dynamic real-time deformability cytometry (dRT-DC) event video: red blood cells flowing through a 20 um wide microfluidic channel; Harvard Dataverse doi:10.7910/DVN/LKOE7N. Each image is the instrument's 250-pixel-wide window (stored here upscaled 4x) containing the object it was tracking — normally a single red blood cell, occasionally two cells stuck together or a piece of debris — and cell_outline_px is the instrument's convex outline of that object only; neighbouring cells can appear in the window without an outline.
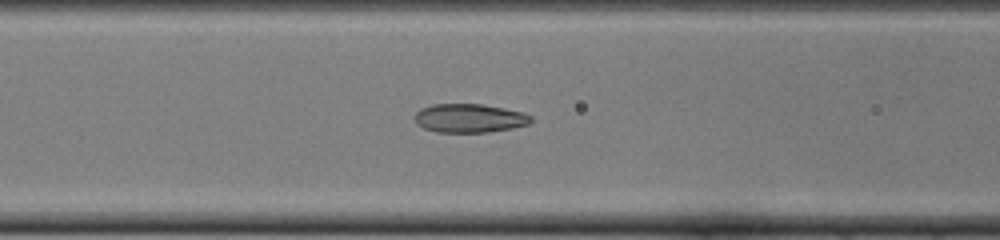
{"species": "common noctule bat (a hibernating species)", "species_latin": "Nyctalus noctula", "temperature_condition": "cold", "stored_images_in_passage": 50, "camera_frame_rate_fps": 3000, "um_per_image_px": 0.085, "animal": {"sex": "female", "body_mass_g": 22.0, "forearm_length_mm": 56.7}, "frame": {"image": 1, "passage_image": 20, "time_ms": 6.333, "image_size_px": [1000, 240], "cell_outline_px": [[532, 120], [528, 124], [512, 128], [488, 132], [436, 132], [424, 128], [416, 124], [412, 116], [420, 108], [432, 104], [480, 104], [504, 108], [524, 112], [532, 116]], "centroid_in_image_um": [39.86, 10.04], "position_along_channel_um": 126.7, "area_um2": 19.65}}
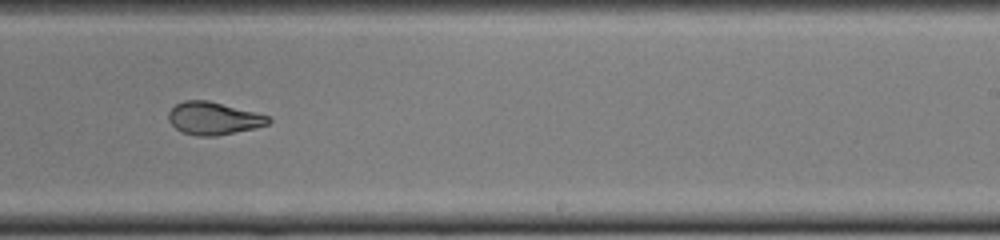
{"frame": {"image": 2, "passage_image": 31, "time_ms": 10.0, "image_size_px": [1000, 240], "cell_outline_px": [[272, 120], [268, 124], [256, 128], [216, 136], [196, 136], [184, 132], [176, 128], [168, 120], [168, 112], [176, 104], [184, 100], [208, 100], [268, 116]], "centroid_in_image_um": [18.13, 10.06], "position_along_channel_um": 270.9, "area_um2": 18.84}}
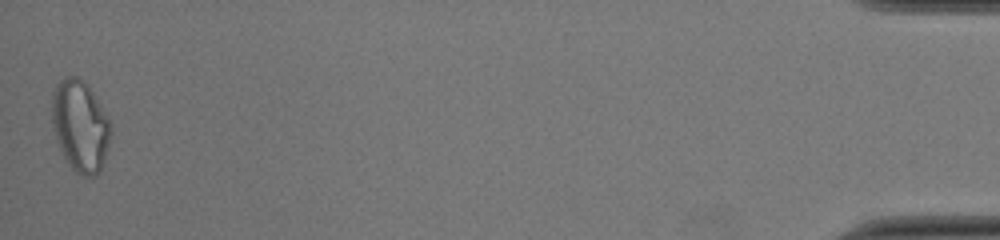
{"frame": {"image": 3, "passage_image": 50, "time_ms": 16.333, "image_size_px": [1000, 240], "cell_outline_px": [[112, 132], [108, 148], [100, 172], [96, 176], [84, 176], [76, 172], [68, 164], [60, 148], [52, 124], [52, 92], [56, 84], [64, 76], [76, 76], [84, 80], [88, 84], [112, 124]], "centroid_in_image_um": [6.83, 10.68], "position_along_channel_um": 428.4, "area_um2": 31.56}, "authors_computed_cell_mechanics": {"area_um2": 20.5479, "velocity_mm_per_s": 3.943, "shape_relaxation_time_tau1_ms": null, "shape_relaxation_time_tau2_ms": 1.6205, "deformation_change_tau1": null, "deformation_change_tau2": 0.0728}}